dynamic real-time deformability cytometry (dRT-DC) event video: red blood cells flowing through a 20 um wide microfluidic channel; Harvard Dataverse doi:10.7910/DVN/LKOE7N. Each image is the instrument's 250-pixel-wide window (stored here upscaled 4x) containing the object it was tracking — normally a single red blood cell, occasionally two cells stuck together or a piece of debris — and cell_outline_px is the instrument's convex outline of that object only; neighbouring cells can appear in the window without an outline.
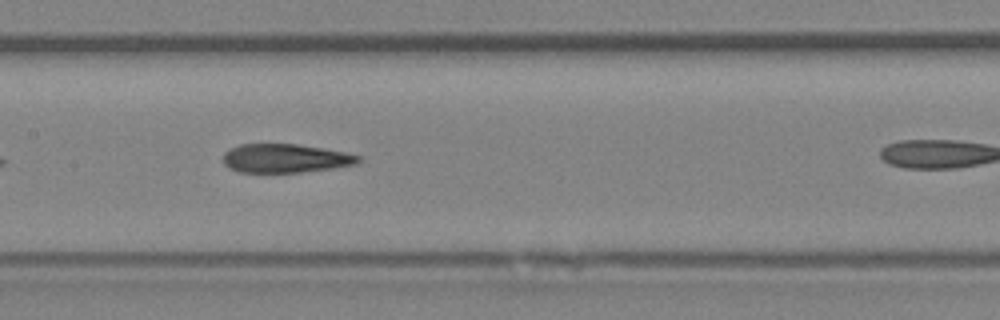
{"species": "Egyptian fruit bat (a non-hibernating species)", "species_latin": "Rousettus aegyptiacus", "temperature_condition": "room temperature", "stored_images_in_passage": 28, "camera_frame_rate_fps": 3000, "um_per_image_px": 0.085, "animal": {"sex": "female"}, "frame": {"image": 1, "passage_image": 13, "time_ms": 4.0, "image_size_px": [1000, 320], "cell_outline_px": [[360, 160], [356, 164], [332, 168], [300, 172], [240, 172], [228, 168], [224, 164], [224, 152], [228, 148], [240, 144], [296, 144], [344, 152], [360, 156]], "centroid_in_image_um": [24.2, 13.45], "position_along_channel_um": 183.2, "area_um2": 22.48}}